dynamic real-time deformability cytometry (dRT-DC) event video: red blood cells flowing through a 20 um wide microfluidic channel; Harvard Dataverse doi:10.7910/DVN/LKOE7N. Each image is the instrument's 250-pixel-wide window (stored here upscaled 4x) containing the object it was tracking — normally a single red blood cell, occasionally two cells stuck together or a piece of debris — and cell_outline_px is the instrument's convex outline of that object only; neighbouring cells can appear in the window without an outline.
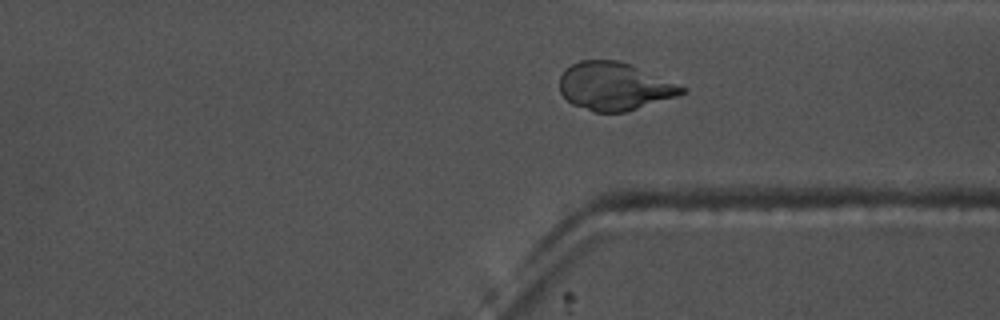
{"species": "common noctule bat (a hibernating species)", "species_latin": "Nyctalus noctula", "temperature_condition": "warm", "stored_images_in_passage": 46, "camera_frame_rate_fps": 3000, "um_per_image_px": 0.085, "animal": {"sex": "male", "body_mass_g": 17.5, "forearm_length_mm": 52.3}, "frame": {"image": 1, "passage_image": 40, "time_ms": 13.0, "image_size_px": [1000, 320], "cell_outline_px": [[688, 92], [676, 96], [624, 112], [596, 112], [572, 104], [560, 92], [560, 76], [564, 68], [580, 60], [616, 60], [628, 64], [688, 88]], "centroid_in_image_um": [52.2, 7.33], "position_along_channel_um": 359.2, "area_um2": 33.7}}